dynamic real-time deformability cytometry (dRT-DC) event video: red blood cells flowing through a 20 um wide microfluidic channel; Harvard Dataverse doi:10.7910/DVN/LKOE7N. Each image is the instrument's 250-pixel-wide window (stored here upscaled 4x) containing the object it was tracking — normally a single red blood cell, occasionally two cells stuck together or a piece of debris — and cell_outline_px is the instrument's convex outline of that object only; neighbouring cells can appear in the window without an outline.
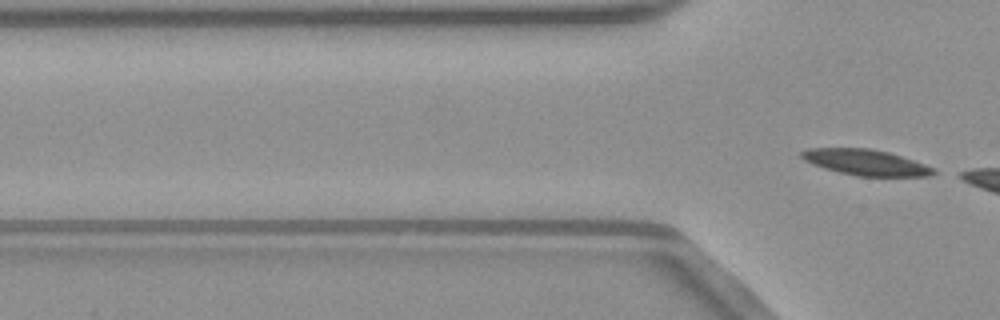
{"species": "common noctule bat (a hibernating species)", "species_latin": "Nyctalus noctula", "temperature_condition": "warm", "stored_images_in_passage": 3, "camera_frame_rate_fps": 3000, "um_per_image_px": 0.085, "animal": {"sex": "male", "body_mass_g": 23.1, "forearm_length_mm": 52.7}, "frame": {"image": 1, "passage_image": 3, "time_ms": 0.667, "image_size_px": [1000, 320], "cell_outline_px": [[936, 172], [932, 176], [856, 176], [824, 168], [812, 164], [804, 160], [800, 156], [800, 152], [808, 148], [872, 148], [888, 152], [936, 168]], "centroid_in_image_um": [73.58, 13.8], "position_along_channel_um": 52.2, "area_um2": 19.83}}